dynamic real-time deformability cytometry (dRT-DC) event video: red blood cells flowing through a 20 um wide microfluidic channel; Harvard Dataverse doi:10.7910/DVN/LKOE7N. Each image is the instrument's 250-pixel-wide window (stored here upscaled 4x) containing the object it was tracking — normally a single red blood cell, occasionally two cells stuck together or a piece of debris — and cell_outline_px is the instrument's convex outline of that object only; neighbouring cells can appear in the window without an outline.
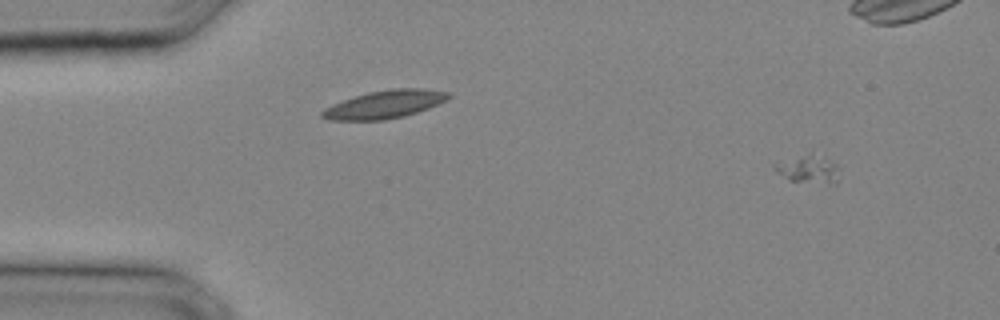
{"species": "common noctule bat (a hibernating species)", "species_latin": "Nyctalus noctula", "temperature_condition": "cold", "stored_images_in_passage": 25, "camera_frame_rate_fps": 3000, "um_per_image_px": 0.085, "animal": {"sex": "male", "body_mass_g": 20.4}, "frame": {"image": 1, "passage_image": 1, "time_ms": 0.0, "image_size_px": [1000, 320], "cell_outline_px": [[840, 168], [836, 184], [828, 184], [788, 180], [776, 172], [772, 168], [772, 164], [812, 152], [836, 164]], "centroid_in_image_um": [68.71, 14.39], "position_along_channel_um": 16.3, "area_um2": 10.64}}
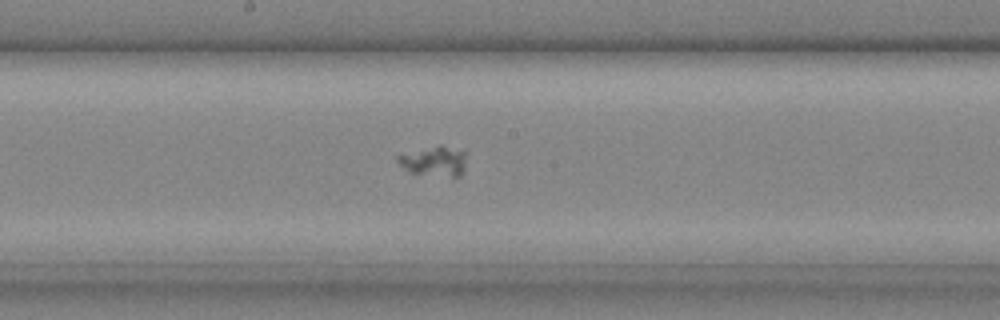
{"frame": {"image": 2, "passage_image": 15, "time_ms": 4.667, "image_size_px": [1000, 320], "cell_outline_px": [[464, 172], [460, 176], [452, 176], [408, 172], [396, 160], [396, 156], [440, 144], [464, 152]], "centroid_in_image_um": [36.9, 13.7], "position_along_channel_um": 211.3, "area_um2": 11.56}}